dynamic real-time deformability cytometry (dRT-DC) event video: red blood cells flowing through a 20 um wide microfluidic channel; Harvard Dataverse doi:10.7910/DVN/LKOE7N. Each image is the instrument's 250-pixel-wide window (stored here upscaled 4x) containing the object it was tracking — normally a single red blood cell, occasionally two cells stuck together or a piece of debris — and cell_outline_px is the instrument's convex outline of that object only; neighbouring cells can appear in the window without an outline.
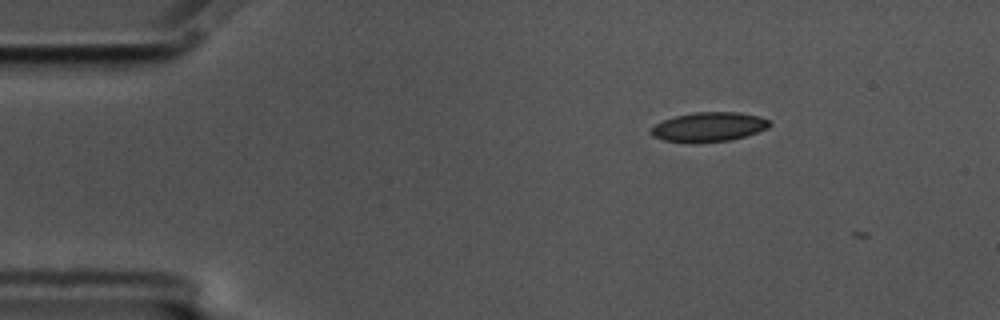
{"species": "common noctule bat (a hibernating species)", "species_latin": "Nyctalus noctula", "temperature_condition": "cold", "stored_images_in_passage": 3, "camera_frame_rate_fps": 3000, "um_per_image_px": 0.085, "animal": {"sex": "male", "body_mass_g": 17.5, "forearm_length_mm": 52.3}, "frame": {"image": 1, "passage_image": 1, "time_ms": 0.0, "image_size_px": [1000, 320], "cell_outline_px": [[772, 124], [768, 128], [732, 140], [664, 140], [652, 136], [652, 128], [656, 124], [664, 120], [676, 116], [692, 112], [736, 112], [760, 116], [768, 120]], "centroid_in_image_um": [60.31, 10.74], "position_along_channel_um": 24.7, "area_um2": 19.42}}